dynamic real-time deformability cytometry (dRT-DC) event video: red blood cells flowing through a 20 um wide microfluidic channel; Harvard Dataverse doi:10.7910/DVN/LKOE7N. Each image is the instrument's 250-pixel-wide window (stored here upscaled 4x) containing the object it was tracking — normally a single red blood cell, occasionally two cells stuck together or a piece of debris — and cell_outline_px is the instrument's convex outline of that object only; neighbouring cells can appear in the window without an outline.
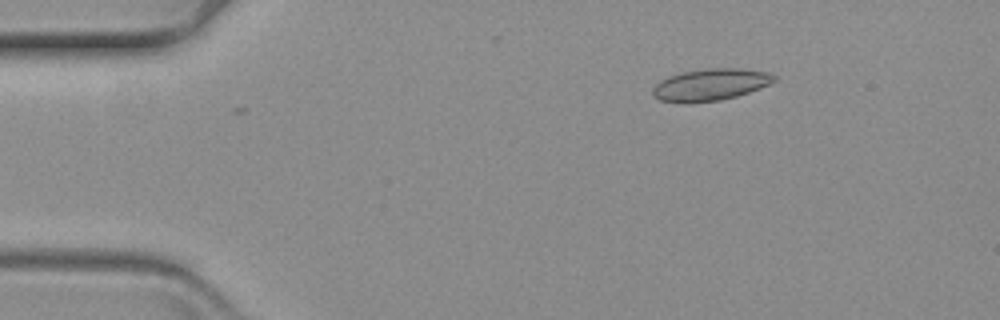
{"species": "common noctule bat (a hibernating species)", "species_latin": "Nyctalus noctula", "temperature_condition": "warm", "stored_images_in_passage": 3, "camera_frame_rate_fps": 3000, "um_per_image_px": 0.085, "animal": {"sex": "female", "body_mass_g": 19.3, "forearm_length_mm": 54.1}, "frame": {"image": 1, "passage_image": 3, "time_ms": 0.667, "image_size_px": [1000, 320], "cell_outline_px": [[776, 80], [760, 88], [736, 96], [720, 100], [688, 104], [684, 104], [660, 100], [652, 96], [652, 88], [660, 80], [668, 76], [684, 72], [704, 68], [736, 68], [768, 72], [776, 76]], "centroid_in_image_um": [60.33, 7.21], "position_along_channel_um": 24.7, "area_um2": 22.72}}